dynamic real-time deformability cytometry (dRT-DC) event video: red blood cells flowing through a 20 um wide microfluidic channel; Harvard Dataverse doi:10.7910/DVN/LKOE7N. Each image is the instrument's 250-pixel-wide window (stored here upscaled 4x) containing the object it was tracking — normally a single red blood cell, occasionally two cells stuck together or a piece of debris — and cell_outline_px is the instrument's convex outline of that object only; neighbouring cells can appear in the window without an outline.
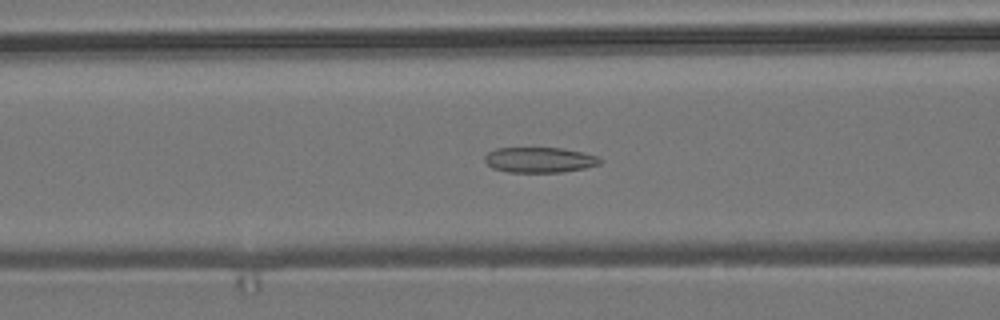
{"species": "common noctule bat (a hibernating species)", "species_latin": "Nyctalus noctula", "temperature_condition": "room temperature", "stored_images_in_passage": 51, "camera_frame_rate_fps": 3000, "um_per_image_px": 0.085, "animal": {"sex": "male", "body_mass_g": 19.2, "forearm_length_mm": 51.8}, "frame": {"image": 1, "passage_image": 18, "time_ms": 5.667, "image_size_px": [1000, 320], "cell_outline_px": [[604, 160], [600, 164], [584, 168], [564, 172], [508, 172], [492, 168], [484, 160], [484, 156], [488, 152], [496, 148], [564, 148], [584, 152], [596, 156]], "centroid_in_image_um": [45.88, 13.59], "position_along_channel_um": 120.7, "area_um2": 17.17}}
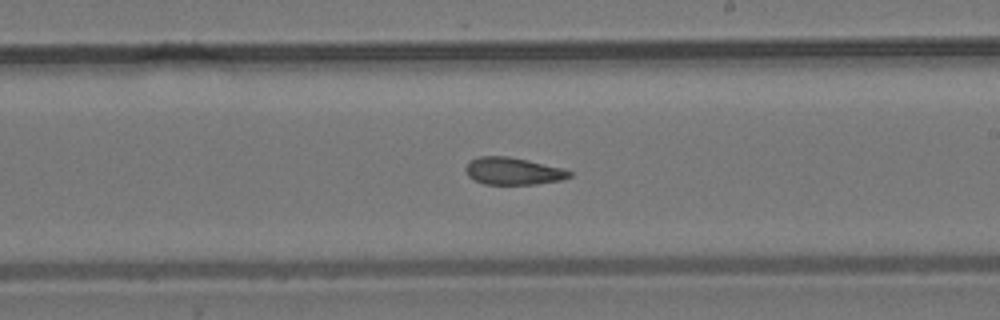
{"frame": {"image": 2, "passage_image": 28, "time_ms": 9.0, "image_size_px": [1000, 320], "cell_outline_px": [[572, 176], [560, 180], [536, 184], [484, 184], [468, 176], [464, 168], [472, 160], [480, 156], [508, 156], [528, 160], [560, 168], [572, 172]], "centroid_in_image_um": [43.6, 14.54], "position_along_channel_um": 245.4, "area_um2": 16.24}}
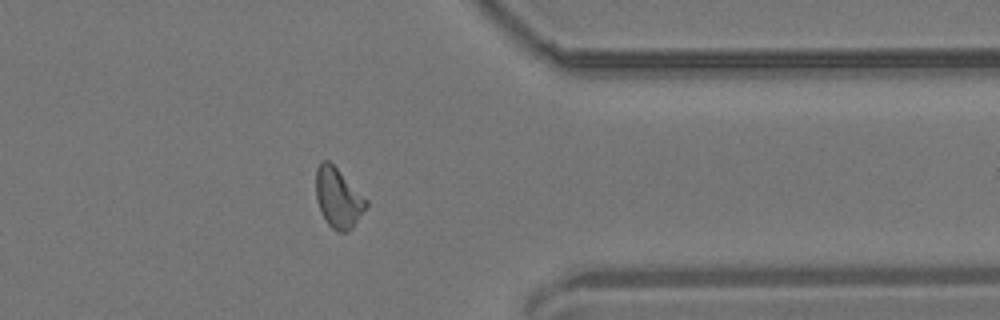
{"frame": {"image": 3, "passage_image": 40, "time_ms": 13.0, "image_size_px": [1000, 320], "cell_outline_px": [[368, 208], [352, 228], [348, 232], [340, 232], [332, 228], [328, 224], [320, 212], [316, 200], [316, 168], [320, 160], [328, 160], [368, 200]], "centroid_in_image_um": [28.75, 16.84], "position_along_channel_um": 382.7, "area_um2": 17.63}, "authors_computed_cell_mechanics": {"area_um2": 17.2822, "velocity_mm_per_s": 3.7308, "shape_relaxation_time_tau1_ms": null, "shape_relaxation_time_tau2_ms": 3.4204, "deformation_change_tau1": null, "deformation_change_tau2": 0.1077}}